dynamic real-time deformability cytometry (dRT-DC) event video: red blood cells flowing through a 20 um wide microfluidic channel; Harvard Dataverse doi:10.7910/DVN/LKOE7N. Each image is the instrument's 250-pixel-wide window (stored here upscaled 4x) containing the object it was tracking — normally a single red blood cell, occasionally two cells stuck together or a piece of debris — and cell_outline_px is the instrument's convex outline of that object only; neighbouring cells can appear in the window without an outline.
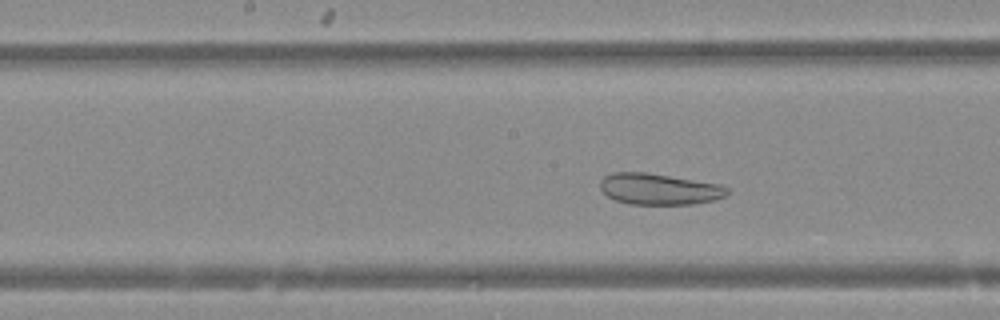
{"species": "Egyptian fruit bat (a non-hibernating species)", "species_latin": "Rousettus aegyptiacus", "temperature_condition": "warm", "stored_images_in_passage": 18, "camera_frame_rate_fps": 3000, "um_per_image_px": 0.085, "animal": {"sex": "female"}, "frame": {"image": 1, "passage_image": 18, "time_ms": 5.667, "image_size_px": [1000, 320], "cell_outline_px": [[732, 192], [724, 196], [712, 200], [692, 204], [628, 204], [616, 200], [608, 196], [600, 188], [600, 180], [604, 176], [612, 172], [644, 172], [716, 184], [728, 188]], "centroid_in_image_um": [55.98, 16.07], "position_along_channel_um": 192.2, "area_um2": 22.77}}